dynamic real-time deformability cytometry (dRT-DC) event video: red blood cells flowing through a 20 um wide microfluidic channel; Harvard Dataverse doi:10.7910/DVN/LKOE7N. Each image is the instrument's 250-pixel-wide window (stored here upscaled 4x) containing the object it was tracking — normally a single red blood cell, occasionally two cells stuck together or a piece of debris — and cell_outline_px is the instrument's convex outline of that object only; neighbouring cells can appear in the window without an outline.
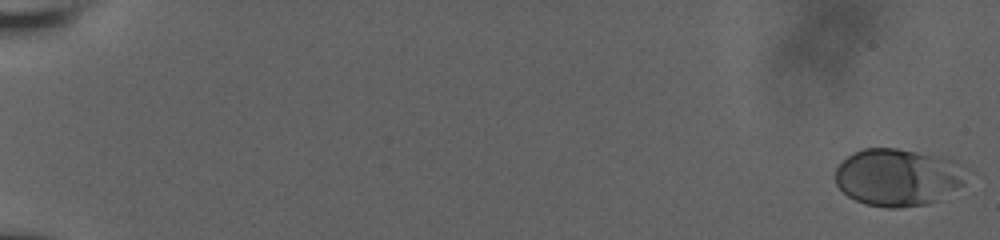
{"species": "human", "species_latin": "Homo sapiens", "temperature_condition": "room temperature", "stored_images_in_passage": 12, "camera_frame_rate_fps": 3000, "um_per_image_px": 0.085, "donor": {"sex": "male"}, "frame": {"image": 1, "passage_image": 1, "time_ms": 0.0, "image_size_px": [1000, 240], "cell_outline_px": [[964, 184], [940, 200], [928, 204], [896, 208], [888, 208], [864, 204], [848, 196], [836, 184], [836, 168], [848, 156], [864, 148], [896, 148], [940, 156], [952, 160]], "centroid_in_image_um": [76.23, 15.09], "position_along_channel_um": 8.8, "area_um2": 43.0}}
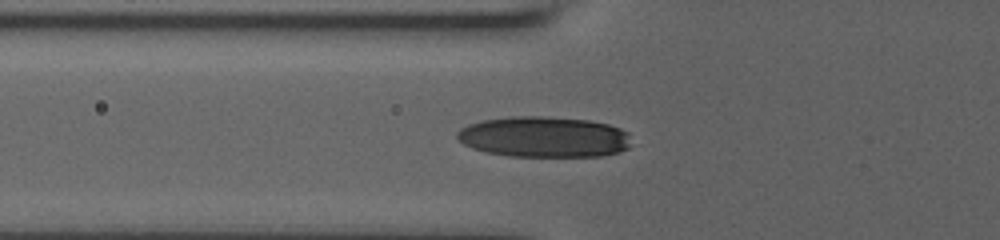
{"frame": {"image": 2, "passage_image": 10, "time_ms": 7.667, "image_size_px": [1000, 240], "cell_outline_px": [[632, 144], [628, 148], [620, 152], [600, 156], [508, 156], [484, 152], [472, 148], [464, 144], [456, 136], [456, 132], [460, 128], [468, 124], [484, 120], [512, 116], [540, 116], [588, 120], [608, 124], [620, 128], [628, 132]], "centroid_in_image_um": [46.25, 11.64], "position_along_channel_um": 79.6, "area_um2": 41.62}}
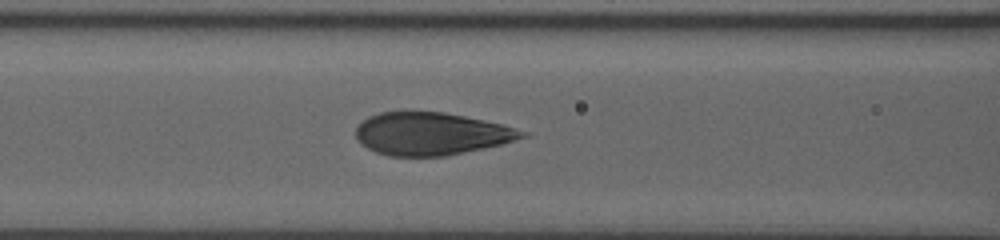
{"frame": {"image": 3, "passage_image": 12, "time_ms": 9.0, "image_size_px": [1000, 240], "cell_outline_px": [[528, 136], [500, 144], [444, 156], [388, 156], [376, 152], [360, 144], [356, 140], [356, 128], [368, 116], [380, 112], [444, 112], [504, 124], [528, 132]], "centroid_in_image_um": [36.63, 11.37], "position_along_channel_um": 130.0, "area_um2": 41.1}}